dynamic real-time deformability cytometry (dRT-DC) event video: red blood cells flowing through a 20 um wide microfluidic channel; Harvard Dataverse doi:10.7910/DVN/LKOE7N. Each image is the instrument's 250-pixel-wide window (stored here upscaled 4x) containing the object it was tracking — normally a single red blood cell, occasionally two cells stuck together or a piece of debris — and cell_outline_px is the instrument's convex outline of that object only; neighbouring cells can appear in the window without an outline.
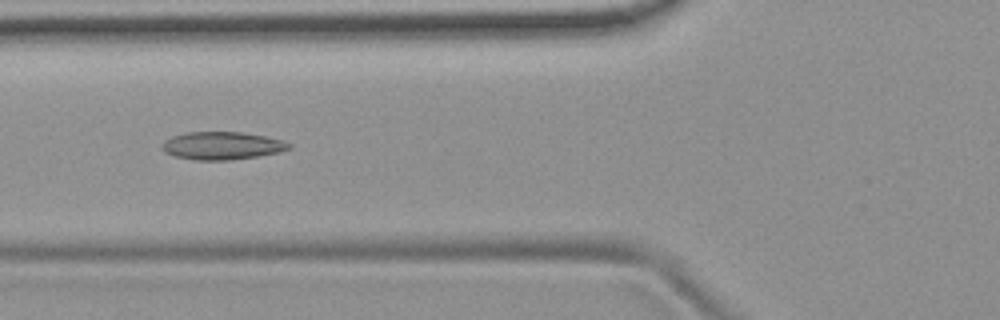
{"species": "common noctule bat (a hibernating species)", "species_latin": "Nyctalus noctula", "temperature_condition": "room temperature", "stored_images_in_passage": 51, "camera_frame_rate_fps": 3000, "um_per_image_px": 0.085, "animal": {"sex": "female", "body_mass_g": 19.9}, "frame": {"image": 1, "passage_image": 18, "time_ms": 5.667, "image_size_px": [1000, 320], "cell_outline_px": [[292, 148], [280, 152], [256, 156], [228, 160], [192, 160], [172, 156], [164, 152], [160, 148], [164, 140], [172, 136], [188, 132], [240, 132], [264, 136], [280, 140], [292, 144]], "centroid_in_image_um": [18.82, 12.39], "position_along_channel_um": 107.0, "area_um2": 20.63}}
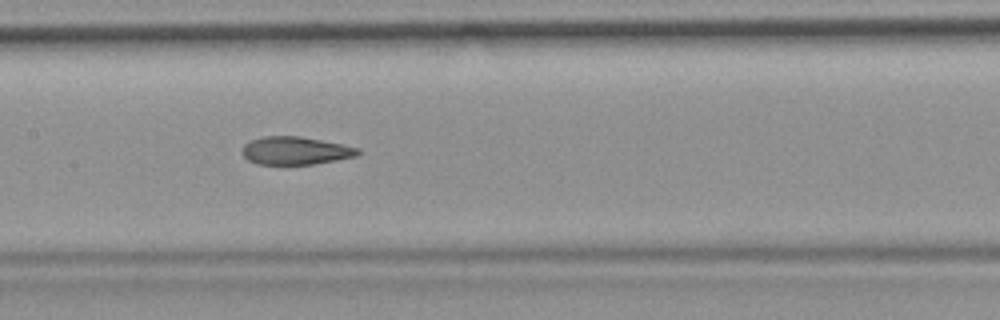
{"frame": {"image": 2, "passage_image": 24, "time_ms": 7.667, "image_size_px": [1000, 320], "cell_outline_px": [[360, 152], [356, 156], [336, 160], [312, 164], [256, 164], [248, 160], [240, 152], [244, 144], [252, 140], [264, 136], [300, 136], [360, 148]], "centroid_in_image_um": [25.08, 12.81], "position_along_channel_um": 182.3, "area_um2": 18.73}}
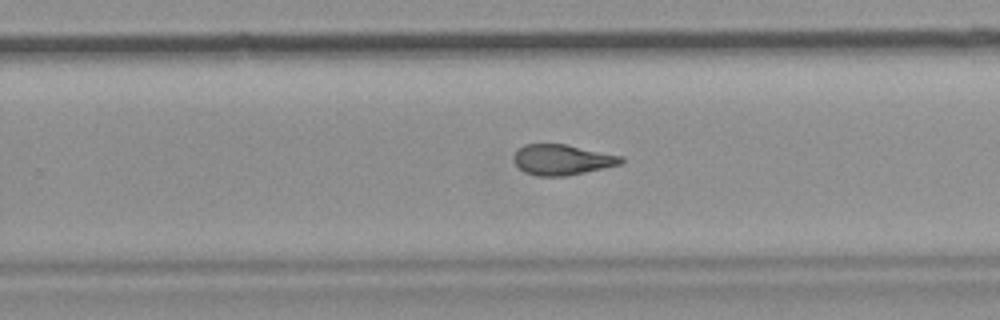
{"frame": {"image": 3, "passage_image": 32, "time_ms": 10.333, "image_size_px": [1000, 320], "cell_outline_px": [[624, 160], [620, 164], [604, 168], [568, 176], [536, 176], [524, 172], [516, 164], [512, 156], [524, 144], [564, 144], [624, 156]], "centroid_in_image_um": [47.79, 13.58], "position_along_channel_um": 282.0, "area_um2": 19.07}, "authors_computed_cell_mechanics": {"area_um2": 20.2878, "velocity_mm_per_s": 3.7578, "shape_relaxation_time_tau1_ms": 10.648, "shape_relaxation_time_tau2_ms": 2.2958, "deformation_change_tau1": 0.2277, "deformation_change_tau2": 0.0903}}